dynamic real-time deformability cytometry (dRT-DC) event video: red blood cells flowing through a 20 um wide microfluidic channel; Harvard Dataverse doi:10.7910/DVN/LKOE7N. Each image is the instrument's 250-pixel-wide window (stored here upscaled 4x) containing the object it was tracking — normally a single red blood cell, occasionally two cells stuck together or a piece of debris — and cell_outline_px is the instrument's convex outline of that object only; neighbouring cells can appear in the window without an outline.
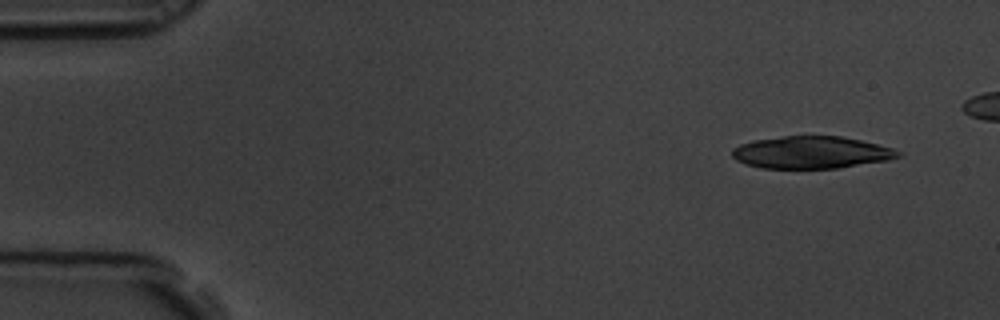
{"species": "common noctule bat (a hibernating species)", "species_latin": "Nyctalus noctula", "temperature_condition": "room temperature", "stored_images_in_passage": 52, "camera_frame_rate_fps": 3000, "um_per_image_px": 0.085, "animal": {"sex": "male", "body_mass_g": 19.5, "forearm_length_mm": 54.6}, "frame": {"image": 1, "passage_image": 4, "time_ms": 1.0, "image_size_px": [1000, 320], "cell_outline_px": [[904, 156], [888, 160], [840, 168], [760, 168], [744, 164], [736, 160], [732, 156], [732, 148], [740, 144], [752, 140], [784, 136], [840, 136], [860, 140], [892, 148], [904, 152]], "centroid_in_image_um": [68.97, 12.96], "position_along_channel_um": 16.0, "area_um2": 31.44}}
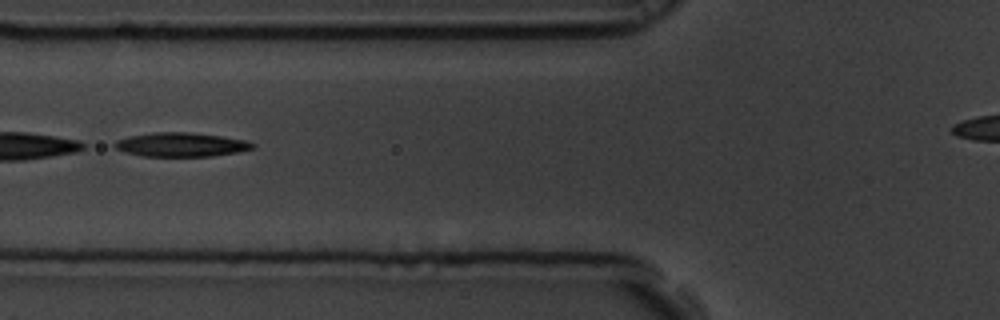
{"frame": {"image": 2, "passage_image": 22, "time_ms": 7.0, "image_size_px": [1000, 320], "cell_outline_px": [[256, 144], [252, 148], [236, 152], [212, 156], [144, 156], [128, 152], [116, 148], [112, 144], [116, 140], [128, 136], [152, 132], [192, 132], [220, 136], [244, 140]], "centroid_in_image_um": [15.36, 12.28], "position_along_channel_um": 110.4, "area_um2": 19.13}}
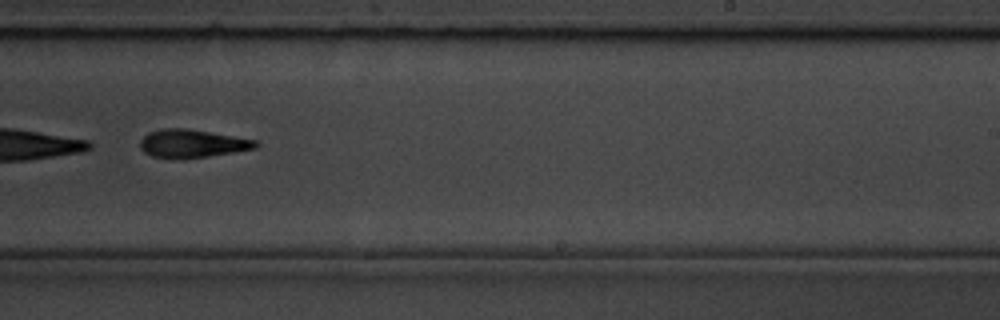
{"frame": {"image": 3, "passage_image": 36, "time_ms": 11.667, "image_size_px": [1000, 320], "cell_outline_px": [[260, 144], [256, 148], [184, 160], [176, 160], [152, 156], [144, 152], [140, 148], [140, 140], [148, 132], [164, 128], [188, 128], [256, 140]], "centroid_in_image_um": [16.29, 12.21], "position_along_channel_um": 272.7, "area_um2": 19.19}}